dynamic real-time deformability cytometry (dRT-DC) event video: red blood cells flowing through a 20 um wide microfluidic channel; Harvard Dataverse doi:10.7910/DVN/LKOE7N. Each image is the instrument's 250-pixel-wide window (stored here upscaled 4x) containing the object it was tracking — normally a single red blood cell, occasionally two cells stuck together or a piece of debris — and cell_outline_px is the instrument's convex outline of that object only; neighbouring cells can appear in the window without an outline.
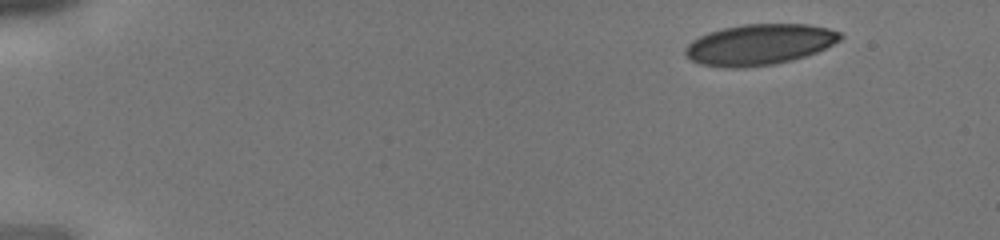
{"species": "human", "species_latin": "Homo sapiens", "temperature_condition": "cold", "stored_images_in_passage": 38, "segment_of_instrument_passage": [1, 2], "camera_frame_rate_fps": 3000, "um_per_image_px": 0.085, "donor": {"sex": "male"}, "frame": {"image": 1, "passage_image": 1, "time_ms": 0.0, "image_size_px": [1000, 240], "cell_outline_px": [[844, 36], [840, 40], [816, 52], [792, 60], [776, 64], [740, 68], [724, 68], [700, 64], [692, 60], [684, 52], [684, 48], [692, 40], [708, 32], [724, 28], [744, 24], [808, 24], [828, 28], [840, 32]], "centroid_in_image_um": [64.54, 3.79], "position_along_channel_um": 20.5, "area_um2": 36.88}}
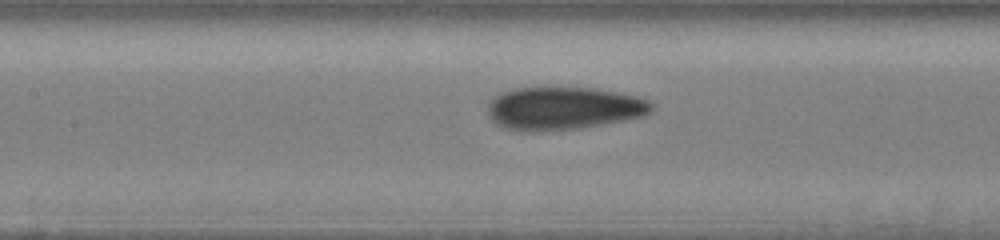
{"frame": {"image": 2, "passage_image": 17, "time_ms": 5.333, "image_size_px": [1000, 240], "cell_outline_px": [[652, 108], [644, 116], [624, 120], [580, 128], [536, 132], [524, 132], [508, 128], [496, 124], [492, 120], [488, 112], [488, 104], [492, 96], [500, 92], [512, 88], [544, 84], [548, 84], [596, 88], [636, 96], [648, 100], [652, 104]], "centroid_in_image_um": [47.82, 9.15], "position_along_channel_um": 159.6, "area_um2": 42.25}}
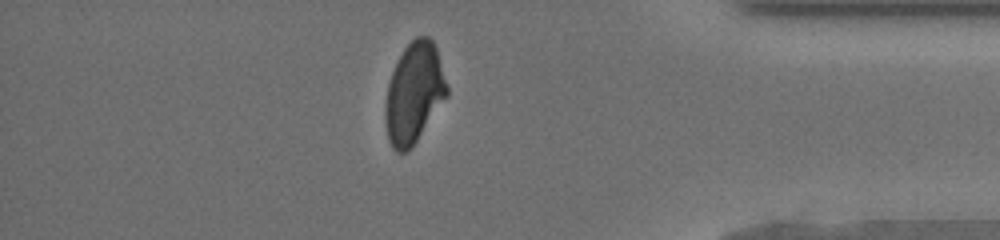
{"frame": {"image": 3, "passage_image": 33, "time_ms": 10.667, "image_size_px": [1000, 240], "cell_outline_px": [[448, 96], [412, 148], [404, 152], [396, 152], [392, 148], [388, 140], [384, 120], [384, 112], [388, 84], [392, 72], [404, 48], [416, 36], [428, 36], [432, 40], [436, 48], [448, 88]], "centroid_in_image_um": [35.19, 7.95], "position_along_channel_um": 400.0, "area_um2": 36.13}}